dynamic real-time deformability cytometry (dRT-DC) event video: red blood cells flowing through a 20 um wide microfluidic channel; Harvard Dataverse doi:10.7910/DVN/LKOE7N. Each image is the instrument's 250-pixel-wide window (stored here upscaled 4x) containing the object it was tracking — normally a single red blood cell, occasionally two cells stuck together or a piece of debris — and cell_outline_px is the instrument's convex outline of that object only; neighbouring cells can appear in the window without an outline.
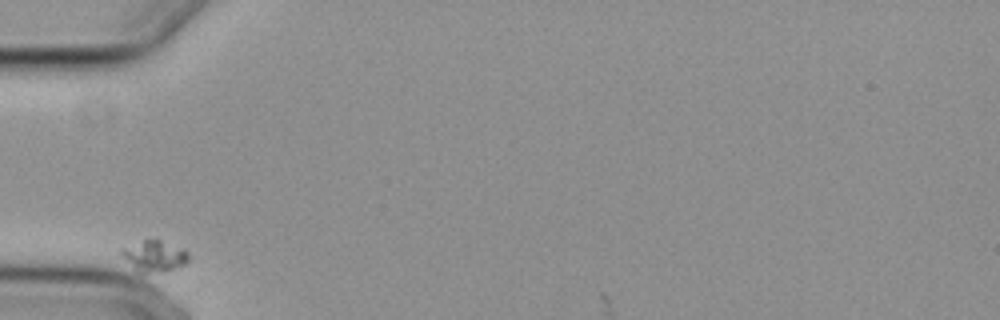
{"species": "common noctule bat (a hibernating species)", "species_latin": "Nyctalus noctula", "temperature_condition": "cold", "stored_images_in_passage": 4, "camera_frame_rate_fps": 3000, "um_per_image_px": 0.085, "animal": {"sex": "female", "body_mass_g": 29.2, "forearm_length_mm": 56.3}, "frame": {"image": 1, "passage_image": 1, "time_ms": 0.0, "image_size_px": [1000, 320], "cell_outline_px": [[188, 264], [172, 268], [148, 272], [136, 272], [120, 252], [120, 248], [144, 240], [160, 240], [184, 248], [188, 252]], "centroid_in_image_um": [13.12, 21.74], "position_along_channel_um": 71.9, "area_um2": 11.85}}